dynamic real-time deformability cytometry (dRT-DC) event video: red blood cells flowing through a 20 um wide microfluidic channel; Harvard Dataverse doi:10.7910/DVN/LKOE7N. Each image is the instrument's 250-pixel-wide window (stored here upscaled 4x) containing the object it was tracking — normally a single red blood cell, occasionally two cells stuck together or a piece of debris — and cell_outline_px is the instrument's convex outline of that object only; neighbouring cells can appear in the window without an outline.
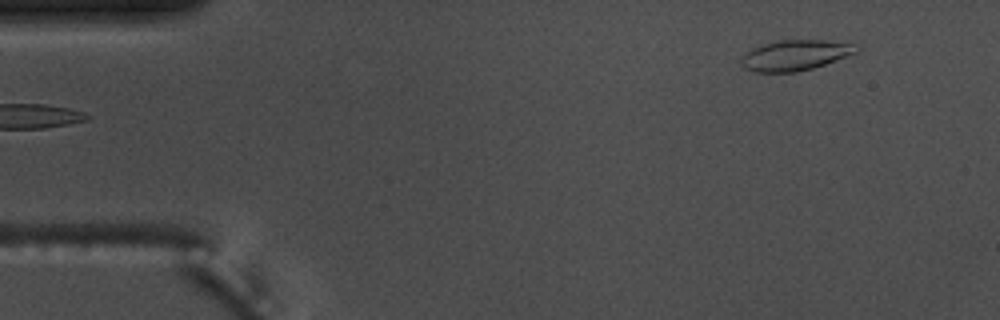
{"species": "common noctule bat (a hibernating species)", "species_latin": "Nyctalus noctula", "temperature_condition": "warm", "stored_images_in_passage": 8, "camera_frame_rate_fps": 3000, "um_per_image_px": 0.085, "animal": {"sex": "male", "body_mass_g": 17.5, "forearm_length_mm": 52.3}, "frame": {"image": 1, "passage_image": 1, "time_ms": 0.0, "image_size_px": [1000, 320], "cell_outline_px": [[860, 52], [812, 68], [796, 72], [756, 72], [744, 68], [740, 64], [740, 60], [752, 48], [764, 44], [780, 40], [856, 40], [860, 44]], "centroid_in_image_um": [67.75, 4.66], "position_along_channel_um": 17.3, "area_um2": 20.98}}